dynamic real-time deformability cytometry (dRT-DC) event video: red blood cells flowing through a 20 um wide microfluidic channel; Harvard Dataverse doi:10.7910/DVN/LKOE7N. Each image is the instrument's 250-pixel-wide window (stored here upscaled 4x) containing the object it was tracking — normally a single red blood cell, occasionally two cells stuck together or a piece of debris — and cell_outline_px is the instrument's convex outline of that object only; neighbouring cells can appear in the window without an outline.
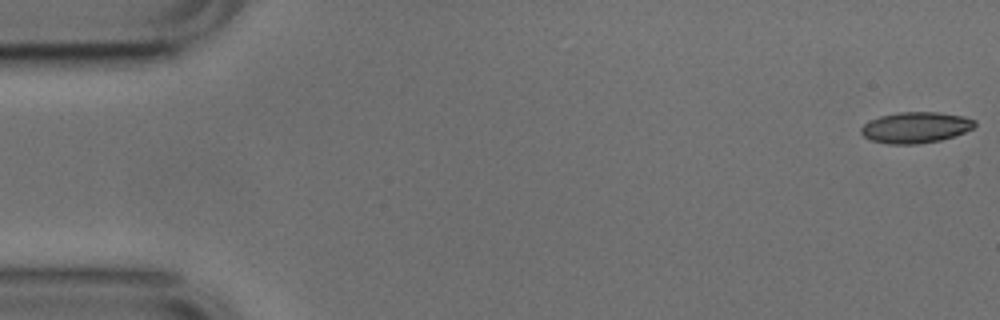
{"species": "common noctule bat (a hibernating species)", "species_latin": "Nyctalus noctula", "temperature_condition": "cold", "stored_images_in_passage": 9, "camera_frame_rate_fps": 3000, "um_per_image_px": 0.085, "animal": {"sex": "male", "body_mass_g": 17.9, "forearm_length_mm": 54.2}, "frame": {"image": 1, "passage_image": 1, "time_ms": 0.0, "image_size_px": [1000, 320], "cell_outline_px": [[976, 124], [972, 128], [964, 132], [940, 140], [916, 144], [888, 144], [872, 140], [864, 136], [860, 132], [860, 128], [864, 124], [880, 116], [900, 112], [936, 112], [964, 116], [976, 120]], "centroid_in_image_um": [77.83, 10.83], "position_along_channel_um": 7.2, "area_um2": 20.35}}